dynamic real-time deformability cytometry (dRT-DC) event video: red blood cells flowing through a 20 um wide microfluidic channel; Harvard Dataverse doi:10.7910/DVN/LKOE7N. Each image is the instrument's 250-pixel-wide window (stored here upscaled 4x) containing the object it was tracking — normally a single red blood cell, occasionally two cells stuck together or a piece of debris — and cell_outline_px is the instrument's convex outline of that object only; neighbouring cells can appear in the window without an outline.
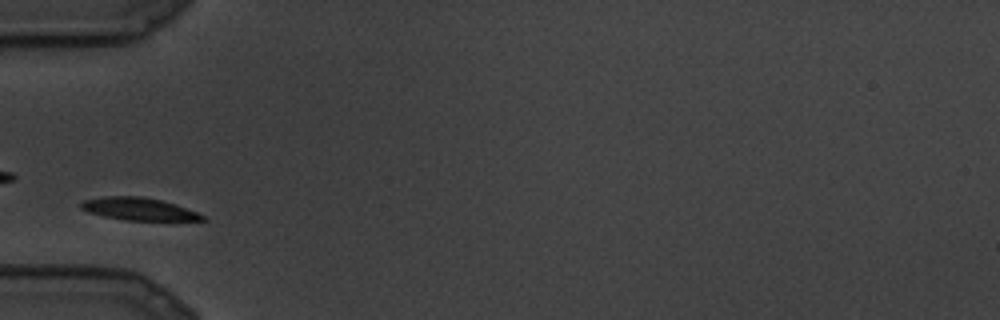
{"species": "common noctule bat (a hibernating species)", "species_latin": "Nyctalus noctula", "temperature_condition": "cold", "stored_images_in_passage": 2, "camera_frame_rate_fps": 3000, "um_per_image_px": 0.085, "animal": {"sex": "male", "body_mass_g": 19.5, "forearm_length_mm": 54.6}, "frame": {"image": 1, "passage_image": 1, "time_ms": 0.0, "image_size_px": [1000, 320], "cell_outline_px": [[208, 220], [124, 220], [104, 216], [88, 212], [80, 208], [80, 204], [84, 200], [108, 196], [140, 196], [160, 200], [176, 204], [208, 216]], "centroid_in_image_um": [11.84, 17.77], "position_along_channel_um": 73.2, "area_um2": 15.9}}